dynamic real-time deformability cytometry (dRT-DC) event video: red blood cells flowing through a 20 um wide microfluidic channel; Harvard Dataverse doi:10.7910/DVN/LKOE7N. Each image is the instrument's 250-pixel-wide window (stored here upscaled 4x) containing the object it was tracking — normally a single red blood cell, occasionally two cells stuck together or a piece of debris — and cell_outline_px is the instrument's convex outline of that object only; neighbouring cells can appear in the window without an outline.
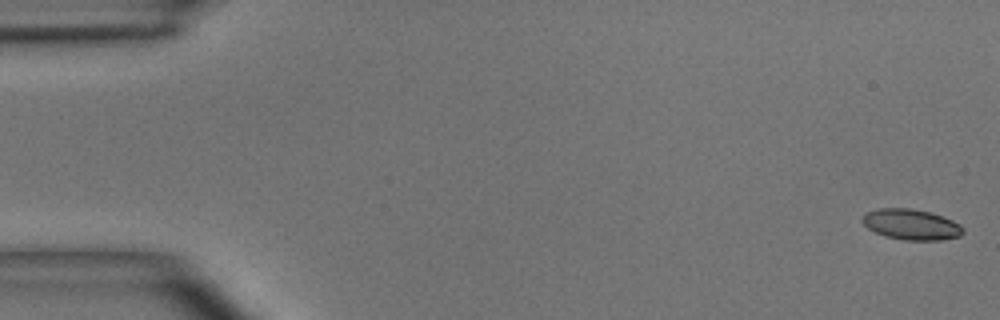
{"species": "common noctule bat (a hibernating species)", "species_latin": "Nyctalus noctula", "temperature_condition": "room temperature", "stored_images_in_passage": 6, "segment_of_instrument_passage": [1, 2], "camera_frame_rate_fps": 3000, "um_per_image_px": 0.085, "animal": {"sex": "male", "body_mass_g": 15.6}, "frame": {"image": 1, "passage_image": 1, "time_ms": 0.0, "image_size_px": [1000, 320], "cell_outline_px": [[964, 232], [960, 236], [940, 240], [904, 240], [884, 236], [868, 228], [860, 220], [868, 212], [880, 208], [912, 208], [928, 212], [952, 220], [960, 224], [964, 228]], "centroid_in_image_um": [77.46, 19.09], "position_along_channel_um": 7.5, "area_um2": 17.86}}
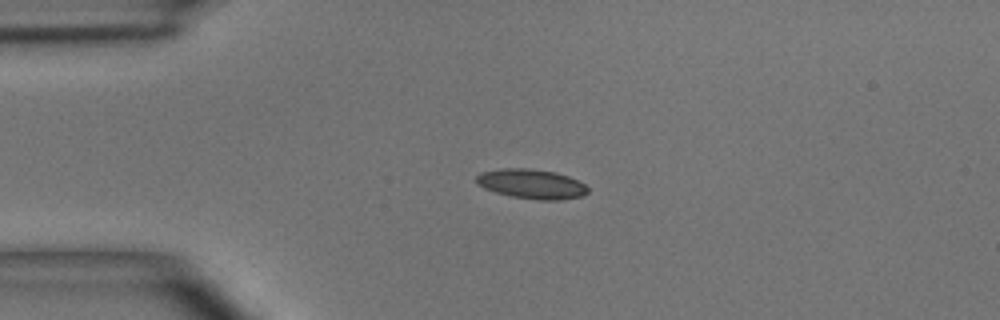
{"frame": {"image": 2, "passage_image": 4, "time_ms": 3.667, "image_size_px": [1000, 320], "cell_outline_px": [[588, 192], [584, 196], [560, 200], [540, 200], [512, 196], [496, 192], [484, 188], [476, 184], [476, 176], [480, 172], [504, 168], [528, 168], [556, 172], [568, 176], [584, 184], [588, 188]], "centroid_in_image_um": [45.18, 15.63], "position_along_channel_um": 39.8, "area_um2": 19.25}}